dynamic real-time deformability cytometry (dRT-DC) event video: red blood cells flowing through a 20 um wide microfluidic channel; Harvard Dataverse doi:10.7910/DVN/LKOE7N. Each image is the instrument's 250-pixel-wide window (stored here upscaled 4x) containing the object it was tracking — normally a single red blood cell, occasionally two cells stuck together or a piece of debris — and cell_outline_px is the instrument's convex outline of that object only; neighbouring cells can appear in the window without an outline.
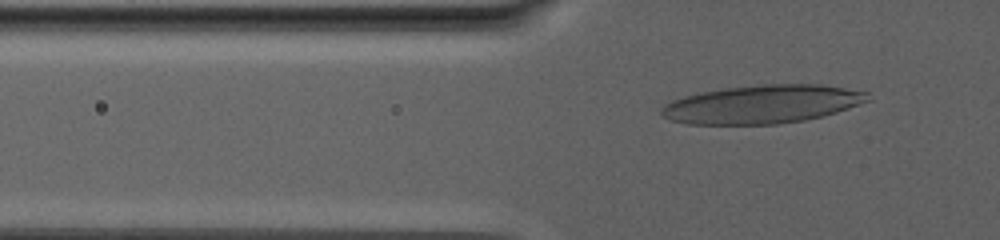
{"species": "human", "species_latin": "Homo sapiens", "temperature_condition": "warm", "stored_images_in_passage": 75, "camera_frame_rate_fps": 3000, "um_per_image_px": 0.085, "donor": {"sex": "male"}, "frame": {"image": 1, "passage_image": 16, "time_ms": 5.0, "image_size_px": [1000, 240], "cell_outline_px": [[872, 100], [824, 116], [804, 120], [780, 124], [688, 124], [672, 120], [664, 116], [660, 112], [660, 108], [664, 104], [672, 100], [684, 96], [724, 88], [760, 84], [820, 84], [868, 92]], "centroid_in_image_um": [64.82, 8.86], "position_along_channel_um": 61.0, "area_um2": 46.18}}
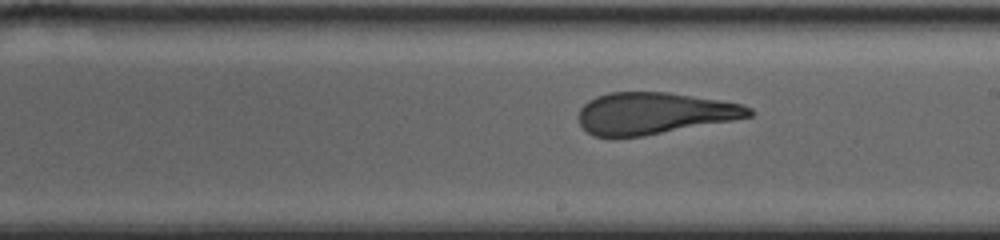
{"frame": {"image": 2, "passage_image": 40, "time_ms": 13.0, "image_size_px": [1000, 240], "cell_outline_px": [[756, 112], [752, 116], [732, 120], [644, 136], [612, 140], [592, 136], [580, 124], [576, 116], [580, 108], [588, 100], [596, 96], [608, 92], [668, 92], [720, 100], [744, 104], [752, 108]], "centroid_in_image_um": [55.54, 9.65], "position_along_channel_um": 233.5, "area_um2": 42.31}}
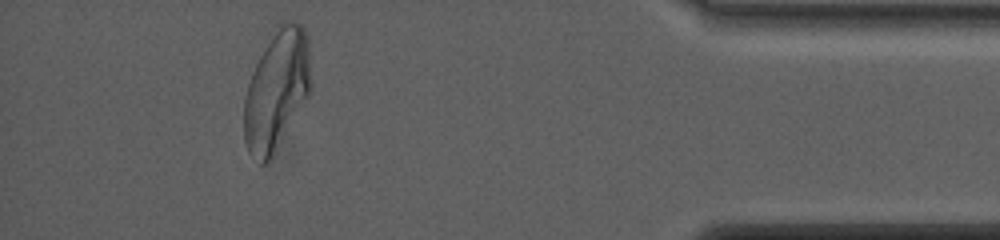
{"frame": {"image": 3, "passage_image": 68, "time_ms": 22.333, "image_size_px": [1000, 240], "cell_outline_px": [[312, 88], [308, 96], [272, 160], [264, 164], [260, 164], [248, 152], [244, 140], [244, 96], [252, 72], [264, 48], [280, 24], [288, 20], [300, 24], [304, 28], [308, 40], [312, 84]], "centroid_in_image_um": [23.53, 7.72], "position_along_channel_um": 411.7, "area_um2": 47.05}, "authors_computed_cell_mechanics": {"area_um2": 45.1996, "velocity_mm_per_s": 2.3366, "shape_relaxation_time_tau1_ms": null, "shape_relaxation_time_tau2_ms": 1.8816, "deformation_change_tau1": null, "deformation_change_tau2": 0.1083}}